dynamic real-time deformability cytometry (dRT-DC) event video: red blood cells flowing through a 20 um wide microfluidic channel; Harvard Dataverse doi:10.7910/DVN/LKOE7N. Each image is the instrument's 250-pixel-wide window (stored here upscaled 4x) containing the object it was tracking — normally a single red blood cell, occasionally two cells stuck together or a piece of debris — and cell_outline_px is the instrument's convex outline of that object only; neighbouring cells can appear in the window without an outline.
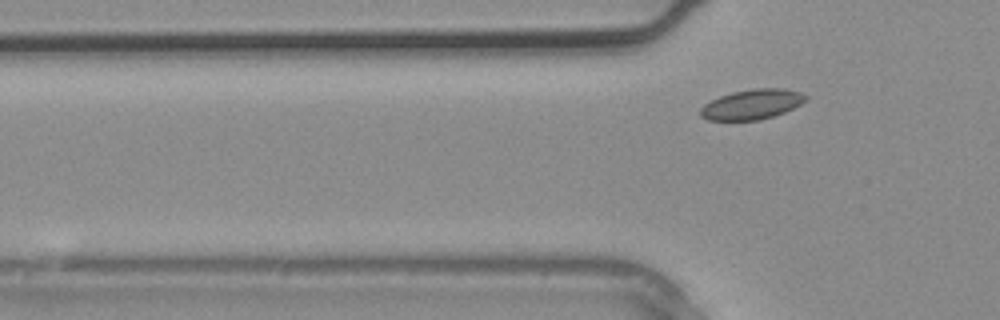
{"species": "common noctule bat (a hibernating species)", "species_latin": "Nyctalus noctula", "temperature_condition": "warm", "stored_images_in_passage": 2, "camera_frame_rate_fps": 3000, "um_per_image_px": 0.085, "animal": {"sex": "male", "body_mass_g": 20.4}, "frame": {"image": 1, "passage_image": 2, "time_ms": 0.333, "image_size_px": [1000, 320], "cell_outline_px": [[808, 100], [784, 112], [760, 120], [708, 120], [700, 116], [700, 108], [704, 104], [720, 96], [732, 92], [752, 88], [784, 88], [800, 92], [808, 96]], "centroid_in_image_um": [63.92, 8.86], "position_along_channel_um": 61.9, "area_um2": 18.44}}